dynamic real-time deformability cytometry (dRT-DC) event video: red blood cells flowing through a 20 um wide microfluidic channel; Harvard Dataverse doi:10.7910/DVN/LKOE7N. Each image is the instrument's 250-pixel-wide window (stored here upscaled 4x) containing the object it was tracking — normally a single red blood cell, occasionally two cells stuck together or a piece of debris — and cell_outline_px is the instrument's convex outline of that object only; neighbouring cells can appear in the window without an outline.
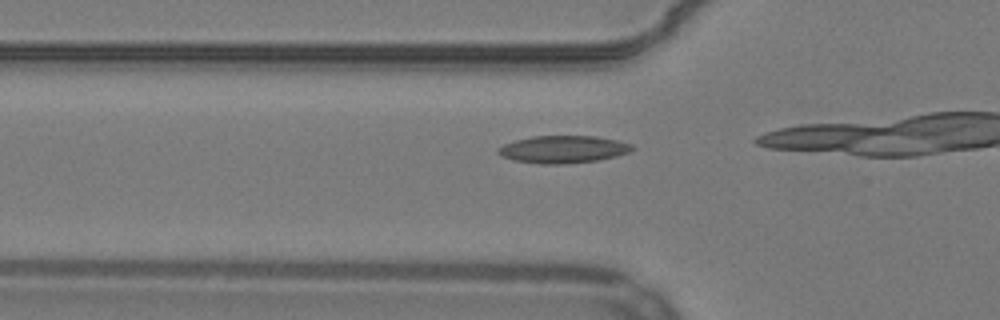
{"species": "common noctule bat (a hibernating species)", "species_latin": "Nyctalus noctula", "temperature_condition": "warm", "stored_images_in_passage": 10, "camera_frame_rate_fps": 3000, "um_per_image_px": 0.085, "animal": {"sex": "male", "body_mass_g": 19.2, "forearm_length_mm": 51.8}, "frame": {"image": 1, "passage_image": 6, "time_ms": 1.667, "image_size_px": [1000, 320], "cell_outline_px": [[636, 148], [628, 152], [616, 156], [600, 160], [564, 164], [540, 164], [512, 160], [500, 156], [496, 152], [496, 148], [504, 144], [516, 140], [532, 136], [596, 136], [616, 140], [632, 144]], "centroid_in_image_um": [47.84, 12.7], "position_along_channel_um": 78.0, "area_um2": 21.62}}
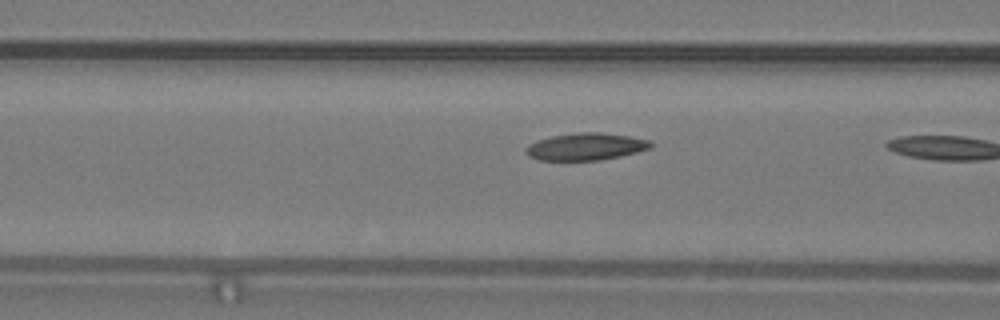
{"frame": {"image": 2, "passage_image": 9, "time_ms": 2.667, "image_size_px": [1000, 320], "cell_outline_px": [[652, 148], [620, 156], [600, 160], [540, 160], [528, 156], [524, 152], [524, 148], [528, 144], [536, 140], [552, 136], [576, 132], [600, 132], [628, 136], [652, 140]], "centroid_in_image_um": [49.77, 12.46], "position_along_channel_um": 116.8, "area_um2": 19.94}}